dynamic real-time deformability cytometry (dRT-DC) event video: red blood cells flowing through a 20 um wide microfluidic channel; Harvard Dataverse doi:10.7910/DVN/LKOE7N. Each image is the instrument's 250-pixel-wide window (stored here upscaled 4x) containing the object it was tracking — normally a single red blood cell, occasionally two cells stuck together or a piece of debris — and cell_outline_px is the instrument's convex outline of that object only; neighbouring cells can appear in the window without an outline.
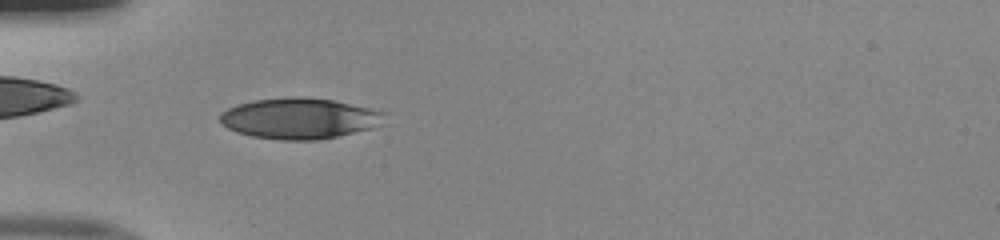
{"species": "human", "species_latin": "Homo sapiens", "temperature_condition": "room temperature", "stored_images_in_passage": 38, "camera_frame_rate_fps": 3000, "um_per_image_px": 0.085, "donor": {"sex": "male"}, "frame": {"image": 1, "passage_image": 7, "time_ms": 2.0, "image_size_px": [1000, 240], "cell_outline_px": [[388, 112], [372, 128], [336, 136], [316, 140], [280, 140], [252, 136], [236, 132], [220, 124], [220, 112], [236, 104], [252, 100], [288, 96], [304, 96], [332, 100]], "centroid_in_image_um": [25.37, 10.05], "position_along_channel_um": 59.6, "area_um2": 39.19}}
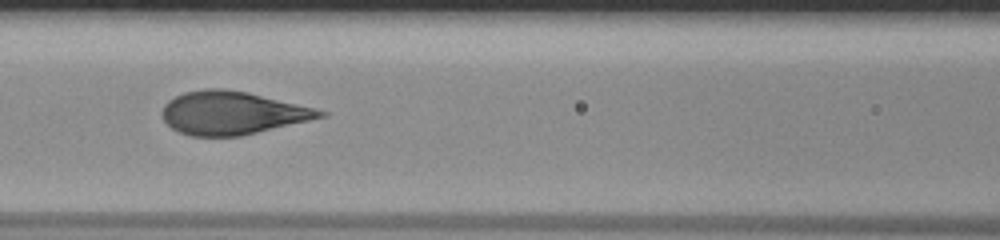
{"frame": {"image": 2, "passage_image": 14, "time_ms": 4.333, "image_size_px": [1000, 240], "cell_outline_px": [[328, 116], [240, 136], [188, 136], [172, 128], [160, 116], [160, 112], [164, 104], [168, 100], [184, 92], [204, 88], [224, 88], [248, 92], [316, 108], [328, 112]], "centroid_in_image_um": [19.72, 9.59], "position_along_channel_um": 146.9, "area_um2": 39.88}}
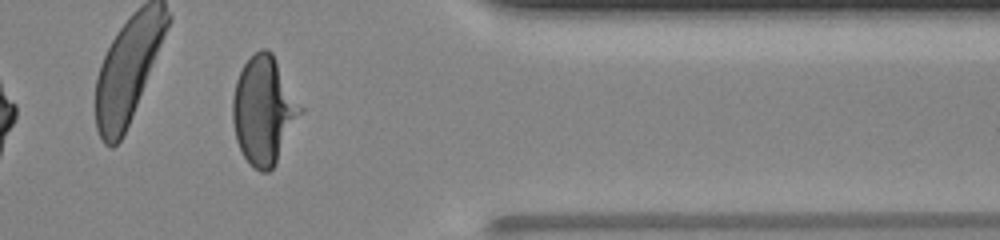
{"frame": {"image": 3, "passage_image": 33, "time_ms": 10.667, "image_size_px": [1000, 240], "cell_outline_px": [[304, 112], [276, 164], [268, 172], [260, 172], [252, 168], [244, 156], [236, 140], [232, 120], [232, 100], [236, 80], [244, 64], [260, 48], [268, 48], [272, 52], [304, 108]], "centroid_in_image_um": [22.45, 9.4], "position_along_channel_um": 388.9, "area_um2": 43.12}, "authors_computed_cell_mechanics": {"area_um2": 39.9109, "velocity_mm_per_s": 4.0189, "shape_relaxation_time_tau1_ms": 5.0558, "shape_relaxation_time_tau2_ms": null, "deformation_change_tau1": 0.2359, "deformation_change_tau2": null}}